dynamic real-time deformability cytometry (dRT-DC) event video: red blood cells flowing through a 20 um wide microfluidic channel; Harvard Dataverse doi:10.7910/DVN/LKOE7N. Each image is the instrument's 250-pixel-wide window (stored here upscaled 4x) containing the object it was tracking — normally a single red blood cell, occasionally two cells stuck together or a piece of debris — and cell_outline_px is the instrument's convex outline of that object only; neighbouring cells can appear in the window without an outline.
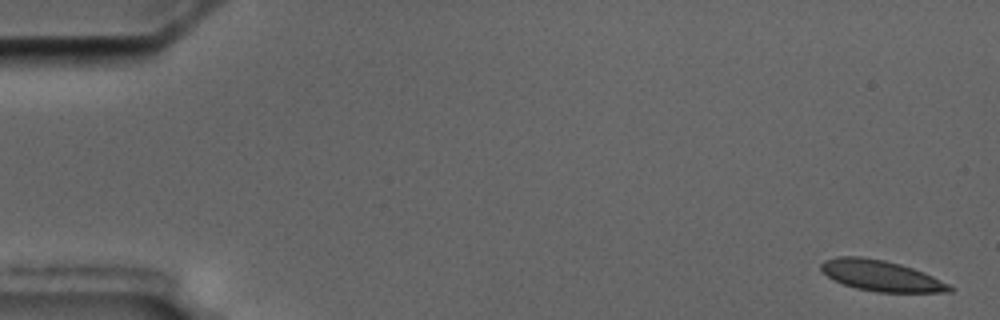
{"species": "common noctule bat (a hibernating species)", "species_latin": "Nyctalus noctula", "temperature_condition": "cold", "stored_images_in_passage": 8, "camera_frame_rate_fps": 3000, "um_per_image_px": 0.085, "animal": {"sex": "male", "body_mass_g": 17.5, "forearm_length_mm": 52.3}, "frame": {"image": 1, "passage_image": 1, "time_ms": 0.0, "image_size_px": [1000, 320], "cell_outline_px": [[952, 292], [876, 292], [856, 288], [844, 284], [828, 276], [820, 268], [820, 264], [824, 260], [836, 256], [860, 256], [884, 260], [900, 264], [912, 268], [932, 276], [948, 284], [952, 288]], "centroid_in_image_um": [74.86, 23.43], "position_along_channel_um": 10.1, "area_um2": 22.77}}
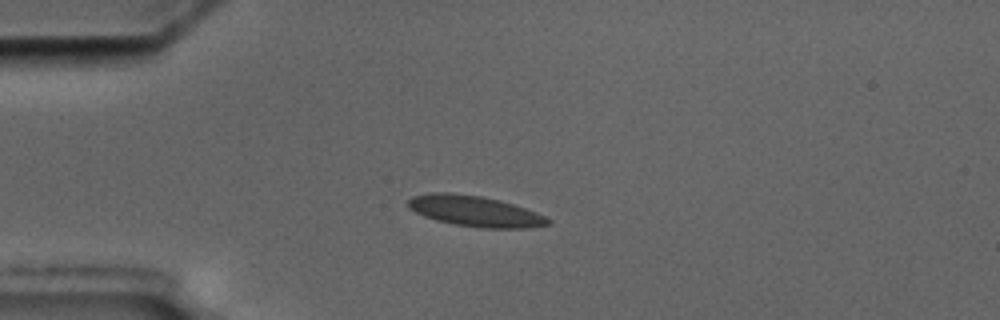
{"frame": {"image": 2, "passage_image": 5, "time_ms": 4.333, "image_size_px": [1000, 320], "cell_outline_px": [[552, 220], [548, 224], [532, 228], [480, 228], [456, 224], [436, 220], [424, 216], [408, 208], [408, 200], [412, 196], [432, 192], [452, 192], [480, 196], [500, 200], [536, 212]], "centroid_in_image_um": [40.36, 17.94], "position_along_channel_um": 44.6, "area_um2": 24.97}}